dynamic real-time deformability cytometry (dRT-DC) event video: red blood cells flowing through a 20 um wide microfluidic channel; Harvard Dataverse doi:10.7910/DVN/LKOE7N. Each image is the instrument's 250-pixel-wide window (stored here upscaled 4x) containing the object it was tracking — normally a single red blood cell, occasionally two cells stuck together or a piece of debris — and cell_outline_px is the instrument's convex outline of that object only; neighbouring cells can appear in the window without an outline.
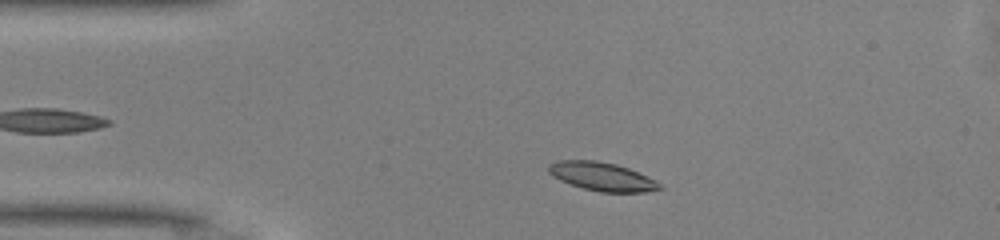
{"species": "common noctule bat (a hibernating species)", "species_latin": "Nyctalus noctula", "temperature_condition": "warm", "stored_images_in_passage": 44, "camera_frame_rate_fps": 3000, "um_per_image_px": 0.085, "animal": {"sex": "male", "body_mass_g": 13.0, "forearm_length_mm": 53.1}, "frame": {"image": 1, "passage_image": 5, "time_ms": 1.333, "image_size_px": [1000, 240], "cell_outline_px": [[664, 188], [644, 192], [600, 192], [584, 188], [560, 180], [552, 176], [548, 172], [548, 164], [560, 160], [596, 160], [616, 164], [628, 168], [656, 180]], "centroid_in_image_um": [51.17, 15.0], "position_along_channel_um": 33.8, "area_um2": 18.38}}
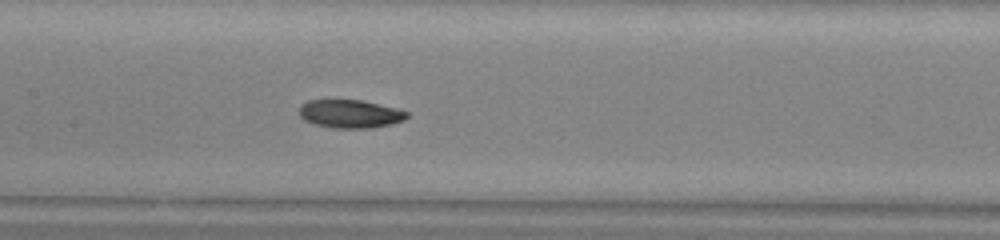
{"frame": {"image": 2, "passage_image": 18, "time_ms": 5.667, "image_size_px": [1000, 240], "cell_outline_px": [[408, 116], [404, 120], [372, 128], [332, 128], [312, 124], [304, 120], [300, 116], [300, 104], [308, 100], [360, 100], [396, 108], [408, 112]], "centroid_in_image_um": [29.72, 9.68], "position_along_channel_um": 177.7, "area_um2": 17.69}}
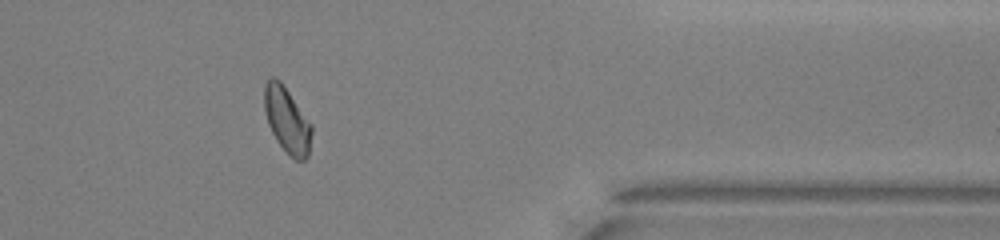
{"frame": {"image": 3, "passage_image": 35, "time_ms": 11.333, "image_size_px": [1000, 240], "cell_outline_px": [[312, 132], [308, 156], [304, 160], [296, 160], [288, 156], [276, 140], [268, 124], [264, 108], [264, 84], [268, 76], [272, 76], [280, 80], [312, 124]], "centroid_in_image_um": [24.38, 10.2], "position_along_channel_um": 387.0, "area_um2": 18.32}, "authors_computed_cell_mechanics": {"area_um2": 18.1203, "velocity_mm_per_s": 4.1314, "shape_relaxation_time_tau1_ms": 4.3274, "shape_relaxation_time_tau2_ms": 4.25, "deformation_change_tau1": 0.1247, "deformation_change_tau2": 0.0912}}